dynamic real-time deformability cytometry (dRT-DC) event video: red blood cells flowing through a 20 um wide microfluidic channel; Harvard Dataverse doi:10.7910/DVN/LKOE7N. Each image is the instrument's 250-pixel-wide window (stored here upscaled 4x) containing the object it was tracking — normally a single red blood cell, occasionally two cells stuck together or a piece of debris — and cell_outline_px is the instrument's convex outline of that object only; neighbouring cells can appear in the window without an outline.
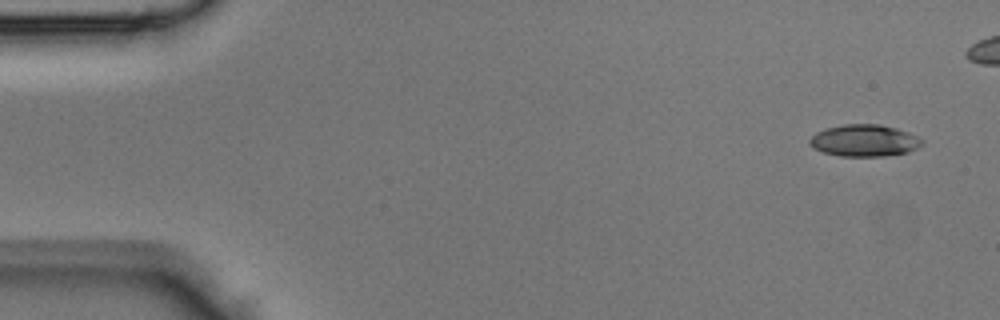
{"species": "Egyptian fruit bat (a non-hibernating species)", "species_latin": "Rousettus aegyptiacus", "temperature_condition": "room temperature", "stored_images_in_passage": 6, "camera_frame_rate_fps": 3000, "um_per_image_px": 0.085, "animal": {"sex": "male"}, "frame": {"image": 1, "passage_image": 1, "time_ms": 0.0, "image_size_px": [1000, 320], "cell_outline_px": [[924, 144], [908, 152], [884, 156], [840, 156], [824, 152], [808, 144], [808, 140], [816, 132], [824, 128], [844, 124], [880, 124], [896, 128], [908, 132], [924, 140]], "centroid_in_image_um": [73.47, 11.94], "position_along_channel_um": 11.5, "area_um2": 20.92}}